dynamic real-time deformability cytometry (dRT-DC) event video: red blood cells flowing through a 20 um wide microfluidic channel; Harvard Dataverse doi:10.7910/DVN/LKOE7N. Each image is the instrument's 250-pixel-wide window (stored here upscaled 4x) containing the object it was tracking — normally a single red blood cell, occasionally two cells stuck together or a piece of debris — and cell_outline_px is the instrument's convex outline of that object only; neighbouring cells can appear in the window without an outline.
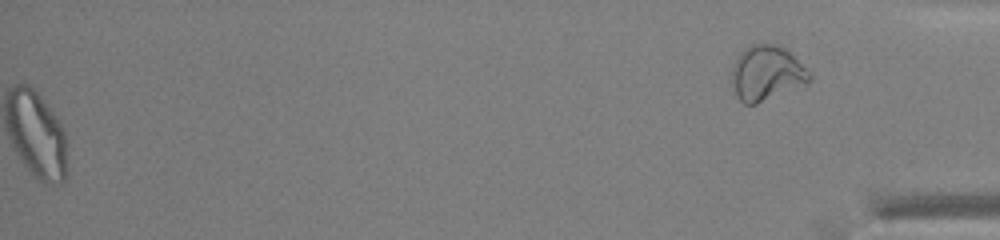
{"species": "common noctule bat (a hibernating species)", "species_latin": "Nyctalus noctula", "temperature_condition": "warm", "stored_images_in_passage": 46, "segment_of_instrument_passage": [2, 2], "camera_frame_rate_fps": 3000, "um_per_image_px": 0.085, "animal": {"sex": "male", "body_mass_g": 13.0, "forearm_length_mm": 53.1}, "frame": {"image": 1, "passage_image": 46, "time_ms": 15.0, "image_size_px": [1000, 240], "cell_outline_px": [[812, 80], [756, 104], [744, 104], [736, 96], [732, 80], [732, 68], [740, 52], [744, 48], [752, 44], [776, 44], [784, 48], [812, 76]], "centroid_in_image_um": [65.11, 6.21], "position_along_channel_um": 370.1, "area_um2": 24.16}}